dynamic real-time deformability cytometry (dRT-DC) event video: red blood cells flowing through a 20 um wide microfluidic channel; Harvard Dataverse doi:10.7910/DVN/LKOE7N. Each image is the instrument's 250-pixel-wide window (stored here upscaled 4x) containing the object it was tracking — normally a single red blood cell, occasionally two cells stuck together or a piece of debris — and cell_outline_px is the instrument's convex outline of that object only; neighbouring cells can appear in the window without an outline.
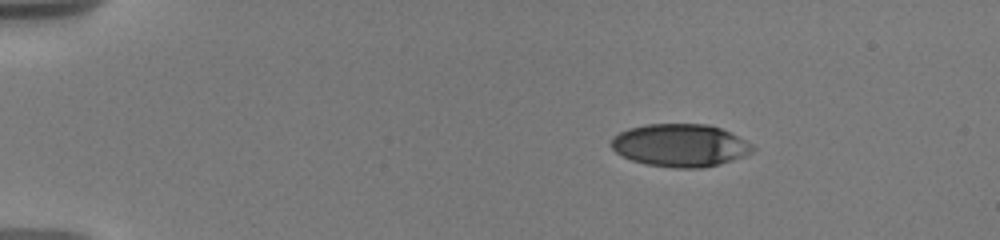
{"species": "human", "species_latin": "Homo sapiens", "temperature_condition": "warm", "stored_images_in_passage": 33, "camera_frame_rate_fps": 3000, "um_per_image_px": 0.085, "donor": {"sex": "male"}, "frame": {"image": 1, "passage_image": 1, "time_ms": 0.0, "image_size_px": [1000, 240], "cell_outline_px": [[756, 148], [752, 152], [744, 156], [720, 164], [700, 168], [672, 168], [644, 164], [632, 160], [616, 152], [608, 144], [612, 136], [628, 128], [644, 124], [708, 124], [720, 128], [752, 144]], "centroid_in_image_um": [57.77, 12.35], "position_along_channel_um": 27.2, "area_um2": 35.37}}
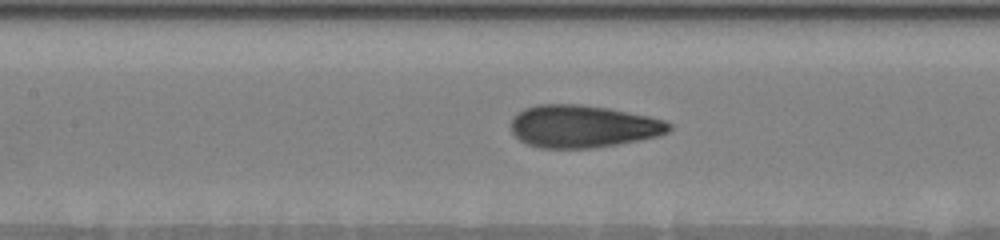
{"frame": {"image": 2, "passage_image": 16, "time_ms": 6.0, "image_size_px": [1000, 240], "cell_outline_px": [[672, 128], [668, 132], [660, 136], [616, 144], [588, 148], [540, 148], [528, 144], [520, 140], [512, 132], [512, 116], [516, 112], [524, 108], [536, 104], [580, 104], [608, 108], [648, 116], [664, 120], [672, 124]], "centroid_in_image_um": [49.53, 10.73], "position_along_channel_um": 157.9, "area_um2": 39.19}}
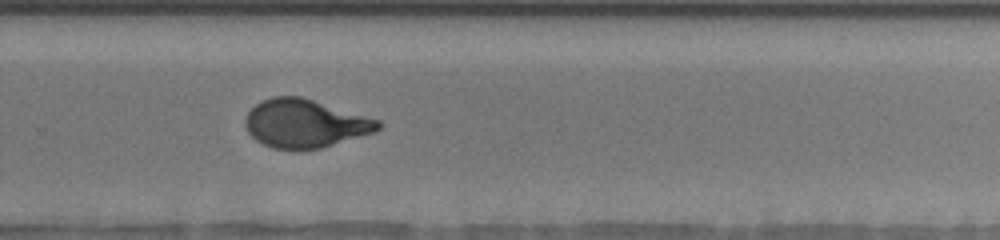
{"frame": {"image": 3, "passage_image": 29, "time_ms": 10.0, "image_size_px": [1000, 240], "cell_outline_px": [[384, 124], [376, 132], [320, 148], [272, 148], [256, 140], [248, 132], [244, 124], [244, 120], [248, 112], [260, 100], [272, 96], [300, 96], [380, 120]], "centroid_in_image_um": [25.93, 10.48], "position_along_channel_um": 303.9, "area_um2": 37.17}}